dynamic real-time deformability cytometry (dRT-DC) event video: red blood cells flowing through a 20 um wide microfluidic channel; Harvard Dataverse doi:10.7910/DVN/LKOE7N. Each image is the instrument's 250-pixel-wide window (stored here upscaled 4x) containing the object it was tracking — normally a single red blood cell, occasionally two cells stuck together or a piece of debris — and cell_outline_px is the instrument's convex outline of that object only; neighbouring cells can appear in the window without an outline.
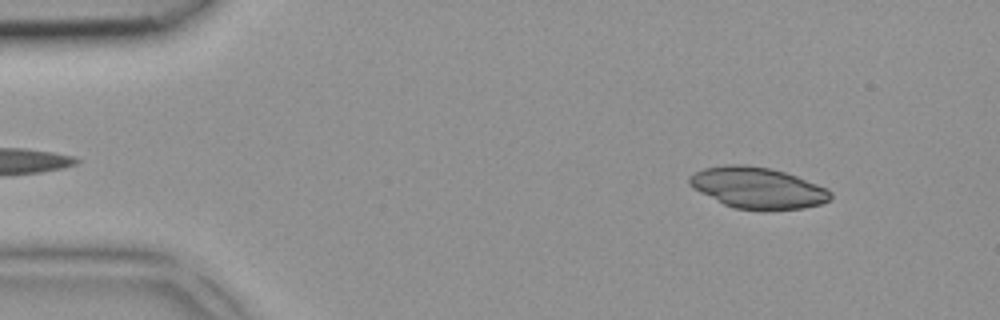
{"species": "common noctule bat (a hibernating species)", "species_latin": "Nyctalus noctula", "temperature_condition": "room temperature", "stored_images_in_passage": 4, "segment_of_instrument_passage": [2, 2], "camera_frame_rate_fps": 3000, "um_per_image_px": 0.085, "animal": {"sex": "female", "body_mass_g": 18.4}, "frame": {"image": 1, "passage_image": 4, "time_ms": 1.0, "image_size_px": [1000, 320], "cell_outline_px": [[832, 200], [820, 204], [804, 208], [736, 208], [724, 204], [700, 192], [688, 184], [688, 176], [704, 168], [724, 164], [744, 164], [768, 168], [784, 172], [796, 176], [828, 188], [832, 192]], "centroid_in_image_um": [64.4, 15.94], "position_along_channel_um": 20.6, "area_um2": 33.35}}